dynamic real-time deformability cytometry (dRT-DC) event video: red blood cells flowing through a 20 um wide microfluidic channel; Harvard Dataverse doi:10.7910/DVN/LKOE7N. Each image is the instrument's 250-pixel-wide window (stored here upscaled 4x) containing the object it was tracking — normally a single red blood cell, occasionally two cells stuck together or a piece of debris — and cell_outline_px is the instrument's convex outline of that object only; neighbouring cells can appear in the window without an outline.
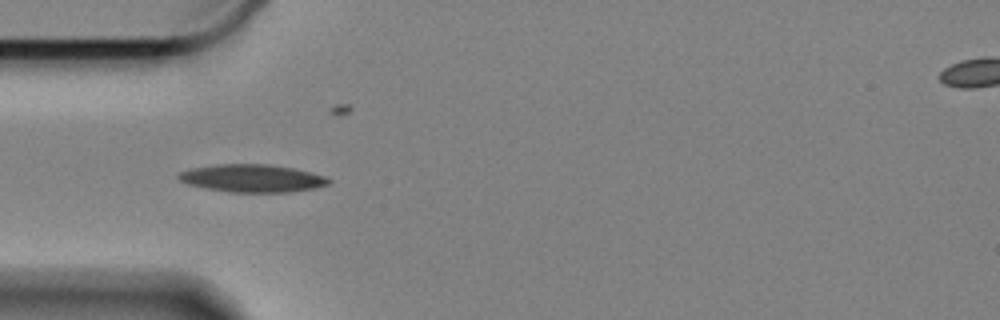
{"species": "Egyptian fruit bat (a non-hibernating species)", "species_latin": "Rousettus aegyptiacus", "temperature_condition": "cold", "stored_images_in_passage": 44, "camera_frame_rate_fps": 3000, "um_per_image_px": 0.085, "animal": {"sex": "female"}, "frame": {"image": 1, "passage_image": 1, "time_ms": 0.0, "image_size_px": [1000, 320], "cell_outline_px": [[332, 180], [328, 184], [316, 188], [292, 192], [228, 192], [204, 188], [188, 184], [180, 180], [176, 176], [180, 172], [192, 168], [216, 164], [268, 164], [292, 168], [324, 176]], "centroid_in_image_um": [21.42, 15.16], "position_along_channel_um": 63.6, "area_um2": 24.22}}
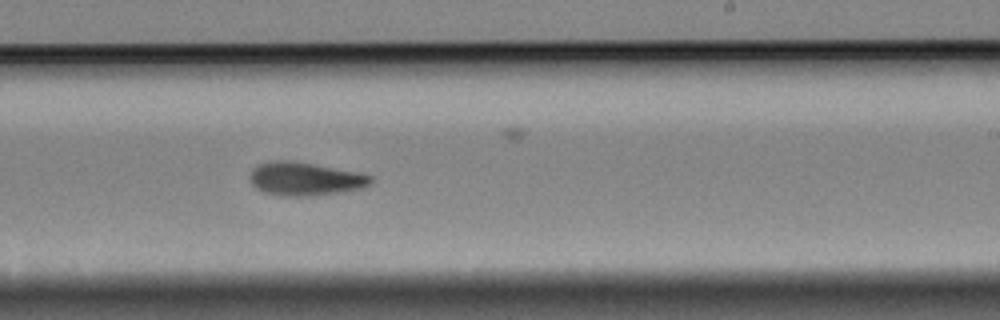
{"frame": {"image": 2, "passage_image": 19, "time_ms": 6.0, "image_size_px": [1000, 320], "cell_outline_px": [[372, 184], [364, 188], [340, 192], [312, 196], [280, 196], [264, 192], [256, 188], [252, 184], [252, 168], [260, 164], [280, 160], [284, 160], [312, 164], [360, 172], [372, 176]], "centroid_in_image_um": [25.99, 15.22], "position_along_channel_um": 263.0, "area_um2": 23.29}}
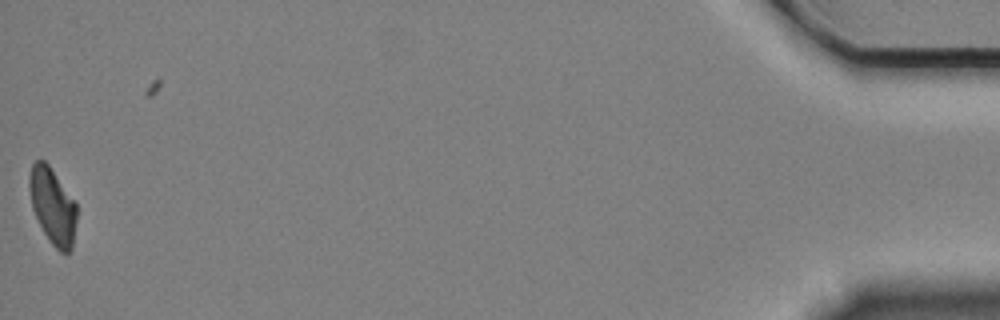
{"frame": {"image": 3, "passage_image": 43, "time_ms": 14.0, "image_size_px": [1000, 320], "cell_outline_px": [[76, 220], [72, 248], [68, 252], [60, 252], [52, 244], [44, 232], [32, 208], [28, 184], [28, 176], [32, 164], [36, 160], [44, 160], [48, 164], [76, 204]], "centroid_in_image_um": [4.45, 17.5], "position_along_channel_um": 430.7, "area_um2": 20.63}, "authors_computed_cell_mechanics": {"area_um2": 22.7732, "velocity_mm_per_s": 3.3243, "shape_relaxation_time_tau1_ms": 4.1232, "shape_relaxation_time_tau2_ms": null, "deformation_change_tau1": 0.1404, "deformation_change_tau2": null}}